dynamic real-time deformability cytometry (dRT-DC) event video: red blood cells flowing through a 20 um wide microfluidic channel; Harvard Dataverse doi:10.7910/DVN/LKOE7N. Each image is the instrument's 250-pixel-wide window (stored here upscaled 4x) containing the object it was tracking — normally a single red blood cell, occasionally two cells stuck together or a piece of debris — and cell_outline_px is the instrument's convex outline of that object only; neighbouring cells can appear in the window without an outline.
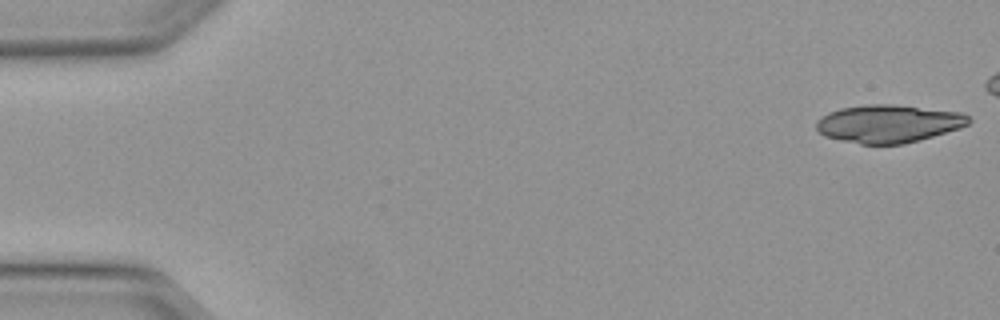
{"species": "Egyptian fruit bat (a non-hibernating species)", "species_latin": "Rousettus aegyptiacus", "temperature_condition": "warm", "stored_images_in_passage": 34, "camera_frame_rate_fps": 3000, "um_per_image_px": 0.085, "animal": {"sex": "female"}, "frame": {"image": 1, "passage_image": 1, "time_ms": 0.0, "image_size_px": [1000, 320], "cell_outline_px": [[972, 120], [968, 124], [960, 128], [904, 144], [860, 144], [840, 140], [824, 136], [816, 128], [816, 120], [828, 112], [840, 108], [868, 104], [892, 104], [960, 112], [968, 116]], "centroid_in_image_um": [75.49, 10.51], "position_along_channel_um": 9.5, "area_um2": 33.58}}